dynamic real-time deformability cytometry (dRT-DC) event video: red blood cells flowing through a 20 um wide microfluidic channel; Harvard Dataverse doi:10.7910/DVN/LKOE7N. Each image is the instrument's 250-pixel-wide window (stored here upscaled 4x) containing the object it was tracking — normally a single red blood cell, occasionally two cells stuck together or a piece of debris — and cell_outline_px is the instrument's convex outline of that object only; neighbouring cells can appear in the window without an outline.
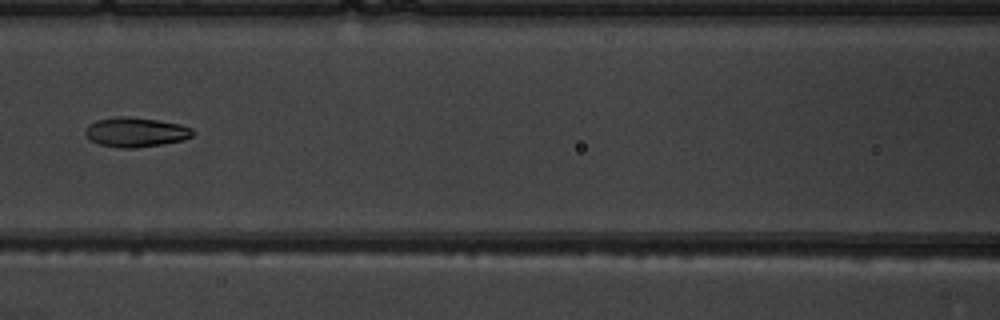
{"species": "common noctule bat (a hibernating species)", "species_latin": "Nyctalus noctula", "temperature_condition": "warm", "stored_images_in_passage": 7, "camera_frame_rate_fps": 3000, "um_per_image_px": 0.085, "animal": {"sex": "male", "body_mass_g": 19.5, "forearm_length_mm": 54.6}, "frame": {"image": 1, "passage_image": 7, "time_ms": 7.667, "image_size_px": [1000, 320], "cell_outline_px": [[196, 132], [192, 136], [184, 140], [136, 148], [120, 148], [100, 144], [92, 140], [84, 132], [88, 124], [96, 120], [116, 116], [128, 116], [156, 120], [180, 124], [192, 128]], "centroid_in_image_um": [11.55, 11.22], "position_along_channel_um": 155.0, "area_um2": 18.5}}